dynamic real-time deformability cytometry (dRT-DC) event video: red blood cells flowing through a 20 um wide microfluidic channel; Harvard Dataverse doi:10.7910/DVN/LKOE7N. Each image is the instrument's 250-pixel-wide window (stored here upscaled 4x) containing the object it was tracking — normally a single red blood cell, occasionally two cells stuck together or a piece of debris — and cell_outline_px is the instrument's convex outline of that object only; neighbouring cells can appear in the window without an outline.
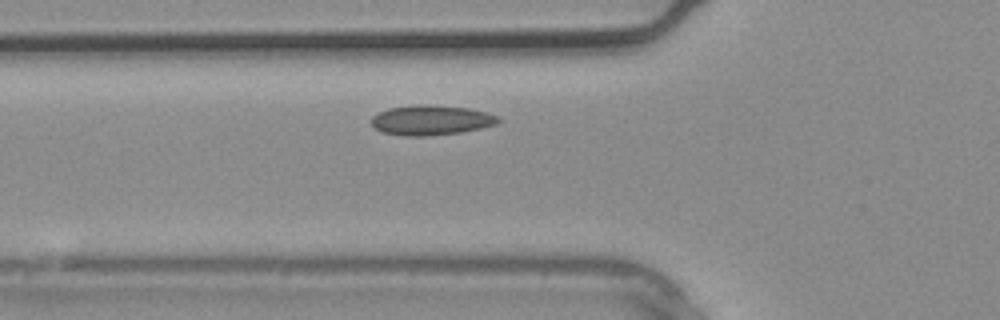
{"species": "common noctule bat (a hibernating species)", "species_latin": "Nyctalus noctula", "temperature_condition": "warm", "stored_images_in_passage": 6, "camera_frame_rate_fps": 3000, "um_per_image_px": 0.085, "animal": {"sex": "male", "body_mass_g": 20.4}, "frame": {"image": 1, "passage_image": 5, "time_ms": 1.333, "image_size_px": [1000, 320], "cell_outline_px": [[500, 120], [496, 124], [480, 128], [460, 132], [424, 136], [404, 136], [380, 132], [372, 128], [372, 116], [388, 108], [420, 104], [424, 104], [468, 108], [484, 112], [496, 116]], "centroid_in_image_um": [36.57, 10.22], "position_along_channel_um": 89.2, "area_um2": 21.96}}